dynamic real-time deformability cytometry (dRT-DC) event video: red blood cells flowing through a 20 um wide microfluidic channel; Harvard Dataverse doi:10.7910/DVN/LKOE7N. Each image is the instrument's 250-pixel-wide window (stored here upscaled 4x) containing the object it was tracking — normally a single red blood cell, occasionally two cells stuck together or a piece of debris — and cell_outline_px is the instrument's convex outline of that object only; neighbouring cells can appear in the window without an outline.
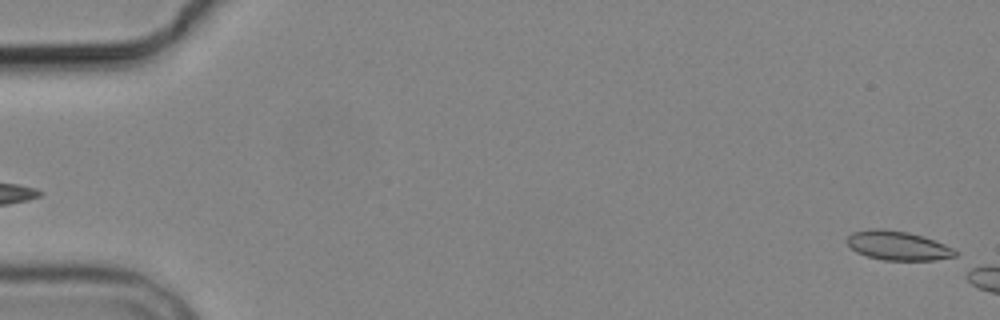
{"species": "common noctule bat (a hibernating species)", "species_latin": "Nyctalus noctula", "temperature_condition": "cold", "stored_images_in_passage": 3, "segment_of_instrument_passage": [2, 2], "camera_frame_rate_fps": 3000, "um_per_image_px": 0.085, "animal": {"sex": "male", "body_mass_g": 19.2, "forearm_length_mm": 51.8}, "frame": {"image": 1, "passage_image": 3, "time_ms": 2.333, "image_size_px": [1000, 320], "cell_outline_px": [[960, 252], [956, 256], [936, 260], [884, 260], [868, 256], [856, 252], [844, 240], [852, 232], [872, 228], [884, 228], [908, 232], [924, 236], [944, 244]], "centroid_in_image_um": [76.31, 20.86], "position_along_channel_um": 8.7, "area_um2": 18.55}}